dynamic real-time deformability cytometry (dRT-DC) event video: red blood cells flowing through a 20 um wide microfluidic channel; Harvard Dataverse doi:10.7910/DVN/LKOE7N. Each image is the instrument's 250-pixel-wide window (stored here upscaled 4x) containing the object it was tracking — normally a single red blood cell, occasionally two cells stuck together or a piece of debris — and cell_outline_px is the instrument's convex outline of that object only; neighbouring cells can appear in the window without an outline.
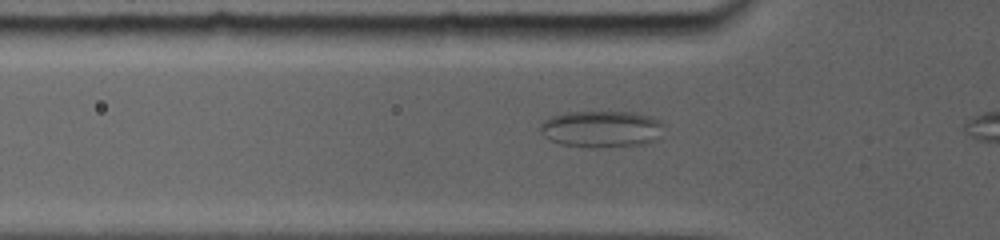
{"species": "common noctule bat (a hibernating species)", "species_latin": "Nyctalus noctula", "temperature_condition": "room temperature", "stored_images_in_passage": 29, "camera_frame_rate_fps": 5000, "um_per_image_px": 0.085, "animal": {"sex": "female", "body_mass_g": 19.0, "forearm_length_mm": 56.7}, "frame": {"image": 1, "passage_image": 5, "time_ms": 2.4, "image_size_px": [1000, 240], "cell_outline_px": [[660, 124], [648, 140], [632, 144], [564, 144], [552, 140], [540, 128], [544, 120], [552, 116], [564, 112], [632, 112], [648, 116], [656, 120]], "centroid_in_image_um": [50.96, 10.87], "position_along_channel_um": 74.8, "area_um2": 23.7}}
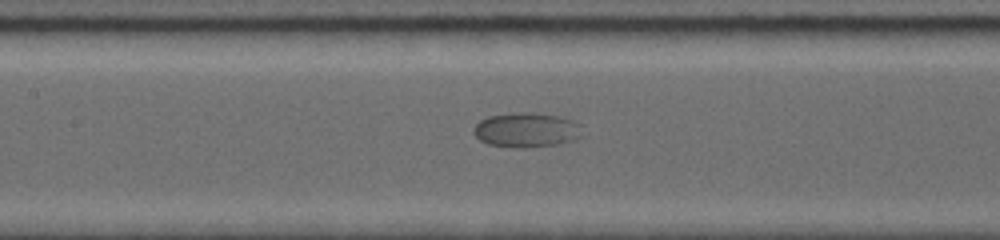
{"frame": {"image": 2, "passage_image": 13, "time_ms": 4.8, "image_size_px": [1000, 240], "cell_outline_px": [[576, 136], [568, 140], [556, 144], [488, 144], [480, 140], [476, 136], [476, 124], [480, 120], [488, 116], [556, 116], [572, 120]], "centroid_in_image_um": [44.61, 11.05], "position_along_channel_um": 162.8, "area_um2": 18.55}}
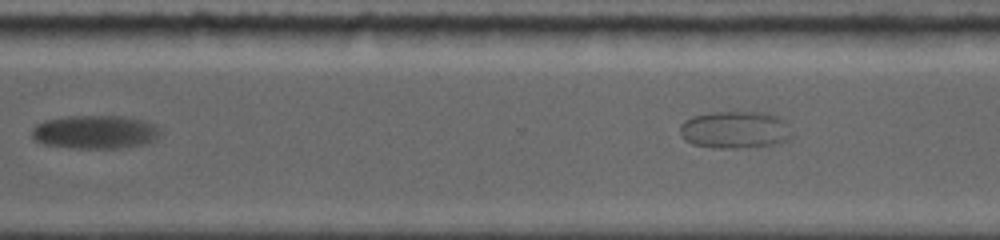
{"frame": {"image": 3, "passage_image": 26, "time_ms": 8.8, "image_size_px": [1000, 240], "cell_outline_px": [[164, 132], [160, 136], [144, 144], [120, 148], [68, 148], [44, 144], [36, 140], [32, 136], [32, 128], [36, 124], [44, 120], [68, 116], [124, 116], [144, 120], [156, 124]], "centroid_in_image_um": [8.12, 11.21], "position_along_channel_um": 362.5, "area_um2": 25.37}}